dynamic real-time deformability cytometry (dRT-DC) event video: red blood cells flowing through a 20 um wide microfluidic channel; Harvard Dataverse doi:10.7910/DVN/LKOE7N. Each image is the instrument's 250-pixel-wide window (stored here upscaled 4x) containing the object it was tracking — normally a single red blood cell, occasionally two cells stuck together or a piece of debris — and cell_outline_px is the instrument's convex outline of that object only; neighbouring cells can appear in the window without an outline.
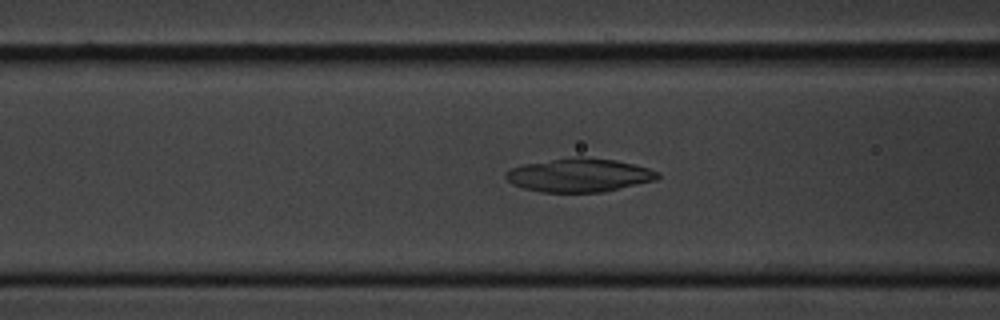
{"species": "common noctule bat (a hibernating species)", "species_latin": "Nyctalus noctula", "temperature_condition": "cold", "stored_images_in_passage": 54, "camera_frame_rate_fps": 3000, "um_per_image_px": 0.085, "animal": {"sex": "male", "body_mass_g": 20.1, "forearm_length_mm": 53.5}, "frame": {"image": 1, "passage_image": 22, "time_ms": 7.0, "image_size_px": [1000, 320], "cell_outline_px": [[660, 176], [656, 180], [604, 192], [544, 192], [524, 188], [512, 184], [504, 176], [504, 172], [512, 168], [524, 164], [576, 156], [580, 156], [616, 160], [648, 168], [660, 172]], "centroid_in_image_um": [49.25, 14.89], "position_along_channel_um": 117.4, "area_um2": 29.65}}
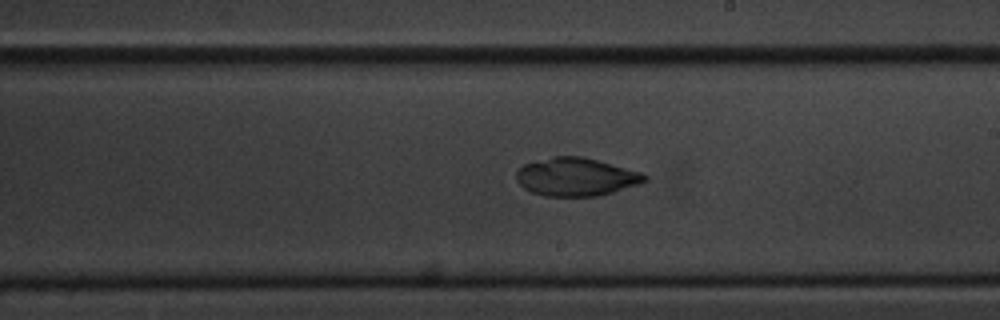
{"frame": {"image": 2, "passage_image": 33, "time_ms": 10.667, "image_size_px": [1000, 320], "cell_outline_px": [[648, 180], [612, 192], [596, 196], [544, 196], [532, 192], [524, 188], [516, 180], [516, 172], [524, 164], [536, 160], [552, 156], [584, 156], [640, 172], [648, 176]], "centroid_in_image_um": [48.93, 15.02], "position_along_channel_um": 240.1, "area_um2": 28.38}}
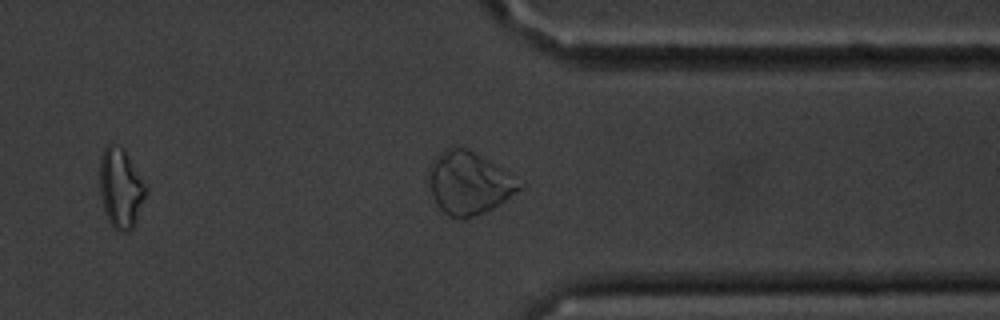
{"frame": {"image": 3, "passage_image": 45, "time_ms": 14.667, "image_size_px": [1000, 320], "cell_outline_px": [[524, 184], [520, 188], [504, 200], [492, 208], [484, 212], [472, 216], [448, 216], [436, 204], [432, 196], [428, 168], [428, 164], [444, 148], [452, 144], [456, 144], [468, 148], [508, 172]], "centroid_in_image_um": [39.81, 15.48], "position_along_channel_um": 371.6, "area_um2": 32.77}, "authors_computed_cell_mechanics": {"area_um2": 28.4087, "velocity_mm_per_s": 3.3522, "shape_relaxation_time_tau1_ms": null, "shape_relaxation_time_tau2_ms": 3.1291, "deformation_change_tau1": null, "deformation_change_tau2": 0.0505}}